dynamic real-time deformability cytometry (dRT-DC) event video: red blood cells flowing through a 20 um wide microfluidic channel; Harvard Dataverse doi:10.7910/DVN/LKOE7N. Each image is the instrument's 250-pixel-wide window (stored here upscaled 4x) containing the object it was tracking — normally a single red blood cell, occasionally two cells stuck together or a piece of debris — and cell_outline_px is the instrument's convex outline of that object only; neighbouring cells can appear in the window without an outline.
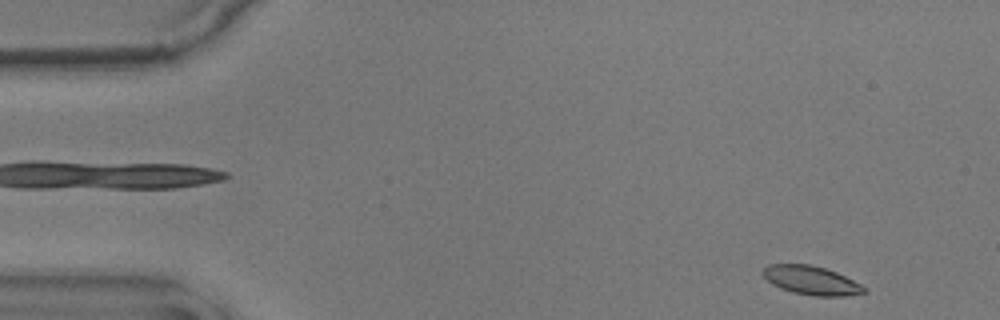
{"species": "common noctule bat (a hibernating species)", "species_latin": "Nyctalus noctula", "temperature_condition": "warm", "stored_images_in_passage": 15, "camera_frame_rate_fps": 3000, "um_per_image_px": 0.085, "animal": {"sex": "male", "body_mass_g": 17.9}, "frame": {"image": 1, "passage_image": 2, "time_ms": 0.333, "image_size_px": [1000, 320], "cell_outline_px": [[868, 292], [844, 296], [812, 296], [792, 292], [780, 288], [772, 284], [760, 272], [768, 264], [808, 264], [824, 268], [836, 272], [868, 288]], "centroid_in_image_um": [68.96, 23.84], "position_along_channel_um": 16.0, "area_um2": 16.99}}